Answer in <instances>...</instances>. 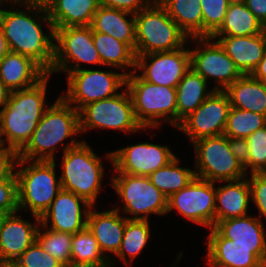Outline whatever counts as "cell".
Segmentation results:
<instances>
[{
    "mask_svg": "<svg viewBox=\"0 0 266 267\" xmlns=\"http://www.w3.org/2000/svg\"><path fill=\"white\" fill-rule=\"evenodd\" d=\"M264 126L266 116L231 107L223 134L231 138H247Z\"/></svg>",
    "mask_w": 266,
    "mask_h": 267,
    "instance_id": "d590c367",
    "label": "cell"
},
{
    "mask_svg": "<svg viewBox=\"0 0 266 267\" xmlns=\"http://www.w3.org/2000/svg\"><path fill=\"white\" fill-rule=\"evenodd\" d=\"M49 2L50 0H28V3L39 4V5H44V6H46Z\"/></svg>",
    "mask_w": 266,
    "mask_h": 267,
    "instance_id": "f5cc1de1",
    "label": "cell"
},
{
    "mask_svg": "<svg viewBox=\"0 0 266 267\" xmlns=\"http://www.w3.org/2000/svg\"><path fill=\"white\" fill-rule=\"evenodd\" d=\"M105 157L112 162L115 175L118 173L149 177L176 156L168 146L143 142L108 152Z\"/></svg>",
    "mask_w": 266,
    "mask_h": 267,
    "instance_id": "9a60e30c",
    "label": "cell"
},
{
    "mask_svg": "<svg viewBox=\"0 0 266 267\" xmlns=\"http://www.w3.org/2000/svg\"><path fill=\"white\" fill-rule=\"evenodd\" d=\"M189 38L203 37L200 0H157Z\"/></svg>",
    "mask_w": 266,
    "mask_h": 267,
    "instance_id": "4dcf8cb0",
    "label": "cell"
},
{
    "mask_svg": "<svg viewBox=\"0 0 266 267\" xmlns=\"http://www.w3.org/2000/svg\"><path fill=\"white\" fill-rule=\"evenodd\" d=\"M249 146L248 168L250 174L266 170V126L246 138Z\"/></svg>",
    "mask_w": 266,
    "mask_h": 267,
    "instance_id": "f35d334b",
    "label": "cell"
},
{
    "mask_svg": "<svg viewBox=\"0 0 266 267\" xmlns=\"http://www.w3.org/2000/svg\"><path fill=\"white\" fill-rule=\"evenodd\" d=\"M50 76L47 74L30 88L11 91L7 103L0 110V145L6 146L7 143V147L19 152L30 140L49 107L46 105V90Z\"/></svg>",
    "mask_w": 266,
    "mask_h": 267,
    "instance_id": "7a4b0ae2",
    "label": "cell"
},
{
    "mask_svg": "<svg viewBox=\"0 0 266 267\" xmlns=\"http://www.w3.org/2000/svg\"><path fill=\"white\" fill-rule=\"evenodd\" d=\"M183 254H182V252H180L179 253V256L178 257H176L177 258V260L175 261V265H174V267L177 265V263L179 262V260L181 259V256H182ZM173 267V266H172Z\"/></svg>",
    "mask_w": 266,
    "mask_h": 267,
    "instance_id": "91938a15",
    "label": "cell"
},
{
    "mask_svg": "<svg viewBox=\"0 0 266 267\" xmlns=\"http://www.w3.org/2000/svg\"><path fill=\"white\" fill-rule=\"evenodd\" d=\"M9 214H10L9 212L0 210V231L2 230L4 221Z\"/></svg>",
    "mask_w": 266,
    "mask_h": 267,
    "instance_id": "816d5d0a",
    "label": "cell"
},
{
    "mask_svg": "<svg viewBox=\"0 0 266 267\" xmlns=\"http://www.w3.org/2000/svg\"><path fill=\"white\" fill-rule=\"evenodd\" d=\"M79 133V111L59 96L45 110L30 140L18 152L19 159L55 161L58 144Z\"/></svg>",
    "mask_w": 266,
    "mask_h": 267,
    "instance_id": "3957f363",
    "label": "cell"
},
{
    "mask_svg": "<svg viewBox=\"0 0 266 267\" xmlns=\"http://www.w3.org/2000/svg\"><path fill=\"white\" fill-rule=\"evenodd\" d=\"M228 146L230 151L244 167L245 172H248V157L249 146L246 138H231L228 137Z\"/></svg>",
    "mask_w": 266,
    "mask_h": 267,
    "instance_id": "f6af8a7d",
    "label": "cell"
},
{
    "mask_svg": "<svg viewBox=\"0 0 266 267\" xmlns=\"http://www.w3.org/2000/svg\"><path fill=\"white\" fill-rule=\"evenodd\" d=\"M126 76L127 71L82 68L67 74L68 89L60 96L79 111L88 103L116 96L117 90L126 85Z\"/></svg>",
    "mask_w": 266,
    "mask_h": 267,
    "instance_id": "8fae6325",
    "label": "cell"
},
{
    "mask_svg": "<svg viewBox=\"0 0 266 267\" xmlns=\"http://www.w3.org/2000/svg\"><path fill=\"white\" fill-rule=\"evenodd\" d=\"M70 264L110 267V260L104 256L98 241L88 227L72 235Z\"/></svg>",
    "mask_w": 266,
    "mask_h": 267,
    "instance_id": "d6a6232c",
    "label": "cell"
},
{
    "mask_svg": "<svg viewBox=\"0 0 266 267\" xmlns=\"http://www.w3.org/2000/svg\"><path fill=\"white\" fill-rule=\"evenodd\" d=\"M92 207L84 198L61 189L50 207L40 216V224L51 230L73 235L87 227L88 214Z\"/></svg>",
    "mask_w": 266,
    "mask_h": 267,
    "instance_id": "ac0fdd59",
    "label": "cell"
},
{
    "mask_svg": "<svg viewBox=\"0 0 266 267\" xmlns=\"http://www.w3.org/2000/svg\"><path fill=\"white\" fill-rule=\"evenodd\" d=\"M248 177L251 201L255 204L260 216L266 219V174L264 173H253Z\"/></svg>",
    "mask_w": 266,
    "mask_h": 267,
    "instance_id": "60d3db41",
    "label": "cell"
},
{
    "mask_svg": "<svg viewBox=\"0 0 266 267\" xmlns=\"http://www.w3.org/2000/svg\"><path fill=\"white\" fill-rule=\"evenodd\" d=\"M214 228L233 244L242 247H266L265 226L258 218L242 216L218 222Z\"/></svg>",
    "mask_w": 266,
    "mask_h": 267,
    "instance_id": "484cf974",
    "label": "cell"
},
{
    "mask_svg": "<svg viewBox=\"0 0 266 267\" xmlns=\"http://www.w3.org/2000/svg\"><path fill=\"white\" fill-rule=\"evenodd\" d=\"M93 207L87 219V227L98 241L104 256L110 260V267L117 264L114 258H109L106 253L116 255L121 246L127 218L120 215V207L98 212ZM115 262H114V261Z\"/></svg>",
    "mask_w": 266,
    "mask_h": 267,
    "instance_id": "ffe728a7",
    "label": "cell"
},
{
    "mask_svg": "<svg viewBox=\"0 0 266 267\" xmlns=\"http://www.w3.org/2000/svg\"><path fill=\"white\" fill-rule=\"evenodd\" d=\"M10 52V48L3 33V29L0 25V60Z\"/></svg>",
    "mask_w": 266,
    "mask_h": 267,
    "instance_id": "681fc988",
    "label": "cell"
},
{
    "mask_svg": "<svg viewBox=\"0 0 266 267\" xmlns=\"http://www.w3.org/2000/svg\"><path fill=\"white\" fill-rule=\"evenodd\" d=\"M92 38L100 55L102 66H111L122 70L130 68L127 75L136 70V54L128 44L108 34L96 31H92Z\"/></svg>",
    "mask_w": 266,
    "mask_h": 267,
    "instance_id": "f546056e",
    "label": "cell"
},
{
    "mask_svg": "<svg viewBox=\"0 0 266 267\" xmlns=\"http://www.w3.org/2000/svg\"><path fill=\"white\" fill-rule=\"evenodd\" d=\"M19 159L16 170L18 209L31 212L32 216L40 217L51 205L62 189L60 178L57 179L55 161Z\"/></svg>",
    "mask_w": 266,
    "mask_h": 267,
    "instance_id": "52a82bcc",
    "label": "cell"
},
{
    "mask_svg": "<svg viewBox=\"0 0 266 267\" xmlns=\"http://www.w3.org/2000/svg\"><path fill=\"white\" fill-rule=\"evenodd\" d=\"M24 267H64L35 241L16 260Z\"/></svg>",
    "mask_w": 266,
    "mask_h": 267,
    "instance_id": "ab89813d",
    "label": "cell"
},
{
    "mask_svg": "<svg viewBox=\"0 0 266 267\" xmlns=\"http://www.w3.org/2000/svg\"><path fill=\"white\" fill-rule=\"evenodd\" d=\"M150 233L149 220L127 219L121 246L115 256L129 266L127 256L133 261L140 255L149 241Z\"/></svg>",
    "mask_w": 266,
    "mask_h": 267,
    "instance_id": "e575fe53",
    "label": "cell"
},
{
    "mask_svg": "<svg viewBox=\"0 0 266 267\" xmlns=\"http://www.w3.org/2000/svg\"><path fill=\"white\" fill-rule=\"evenodd\" d=\"M231 105L225 91L215 90L178 125L190 142L224 133Z\"/></svg>",
    "mask_w": 266,
    "mask_h": 267,
    "instance_id": "e0dca14e",
    "label": "cell"
},
{
    "mask_svg": "<svg viewBox=\"0 0 266 267\" xmlns=\"http://www.w3.org/2000/svg\"><path fill=\"white\" fill-rule=\"evenodd\" d=\"M35 223L24 220L17 212L9 214L0 231V259L16 261L36 241L40 217L34 216Z\"/></svg>",
    "mask_w": 266,
    "mask_h": 267,
    "instance_id": "44dd1931",
    "label": "cell"
},
{
    "mask_svg": "<svg viewBox=\"0 0 266 267\" xmlns=\"http://www.w3.org/2000/svg\"><path fill=\"white\" fill-rule=\"evenodd\" d=\"M203 15V37H211L222 25L229 3L227 0H200Z\"/></svg>",
    "mask_w": 266,
    "mask_h": 267,
    "instance_id": "74e56055",
    "label": "cell"
},
{
    "mask_svg": "<svg viewBox=\"0 0 266 267\" xmlns=\"http://www.w3.org/2000/svg\"><path fill=\"white\" fill-rule=\"evenodd\" d=\"M136 120L146 129L168 122L177 128V95L175 87L159 86L143 80L136 71L126 76Z\"/></svg>",
    "mask_w": 266,
    "mask_h": 267,
    "instance_id": "8992f818",
    "label": "cell"
},
{
    "mask_svg": "<svg viewBox=\"0 0 266 267\" xmlns=\"http://www.w3.org/2000/svg\"><path fill=\"white\" fill-rule=\"evenodd\" d=\"M197 44L190 48L191 69L201 75L207 82L211 78L217 82L214 90L224 91L243 74L227 55L220 43L211 37H192Z\"/></svg>",
    "mask_w": 266,
    "mask_h": 267,
    "instance_id": "4fadbf2b",
    "label": "cell"
},
{
    "mask_svg": "<svg viewBox=\"0 0 266 267\" xmlns=\"http://www.w3.org/2000/svg\"><path fill=\"white\" fill-rule=\"evenodd\" d=\"M99 0H50L45 6L54 28L91 25Z\"/></svg>",
    "mask_w": 266,
    "mask_h": 267,
    "instance_id": "d4e9b609",
    "label": "cell"
},
{
    "mask_svg": "<svg viewBox=\"0 0 266 267\" xmlns=\"http://www.w3.org/2000/svg\"><path fill=\"white\" fill-rule=\"evenodd\" d=\"M47 73L31 58L9 52L0 60V80L11 90L30 88Z\"/></svg>",
    "mask_w": 266,
    "mask_h": 267,
    "instance_id": "603a6c76",
    "label": "cell"
},
{
    "mask_svg": "<svg viewBox=\"0 0 266 267\" xmlns=\"http://www.w3.org/2000/svg\"><path fill=\"white\" fill-rule=\"evenodd\" d=\"M245 4L263 25L266 22V0H246Z\"/></svg>",
    "mask_w": 266,
    "mask_h": 267,
    "instance_id": "bcb514c9",
    "label": "cell"
},
{
    "mask_svg": "<svg viewBox=\"0 0 266 267\" xmlns=\"http://www.w3.org/2000/svg\"><path fill=\"white\" fill-rule=\"evenodd\" d=\"M262 33H263L265 40H266V22L262 26Z\"/></svg>",
    "mask_w": 266,
    "mask_h": 267,
    "instance_id": "680465c9",
    "label": "cell"
},
{
    "mask_svg": "<svg viewBox=\"0 0 266 267\" xmlns=\"http://www.w3.org/2000/svg\"><path fill=\"white\" fill-rule=\"evenodd\" d=\"M11 90L0 80V108L7 103Z\"/></svg>",
    "mask_w": 266,
    "mask_h": 267,
    "instance_id": "c3c4849f",
    "label": "cell"
},
{
    "mask_svg": "<svg viewBox=\"0 0 266 267\" xmlns=\"http://www.w3.org/2000/svg\"><path fill=\"white\" fill-rule=\"evenodd\" d=\"M19 153L17 150L0 145V181L12 179L16 172Z\"/></svg>",
    "mask_w": 266,
    "mask_h": 267,
    "instance_id": "7bdbcfd3",
    "label": "cell"
},
{
    "mask_svg": "<svg viewBox=\"0 0 266 267\" xmlns=\"http://www.w3.org/2000/svg\"><path fill=\"white\" fill-rule=\"evenodd\" d=\"M3 4H5V3H3V2L0 0V5H3ZM0 11H1V8H0Z\"/></svg>",
    "mask_w": 266,
    "mask_h": 267,
    "instance_id": "94428289",
    "label": "cell"
},
{
    "mask_svg": "<svg viewBox=\"0 0 266 267\" xmlns=\"http://www.w3.org/2000/svg\"><path fill=\"white\" fill-rule=\"evenodd\" d=\"M262 26L245 3L229 4L222 25L212 36H252L262 33Z\"/></svg>",
    "mask_w": 266,
    "mask_h": 267,
    "instance_id": "1f68e13d",
    "label": "cell"
},
{
    "mask_svg": "<svg viewBox=\"0 0 266 267\" xmlns=\"http://www.w3.org/2000/svg\"><path fill=\"white\" fill-rule=\"evenodd\" d=\"M11 5H14L13 10L0 11V25L10 51L31 58L49 74L55 63V45L54 27L46 7L24 3L18 4L25 8L20 10L15 8L16 4ZM33 13L35 17L31 16ZM41 21L47 22L49 30L46 34L42 30Z\"/></svg>",
    "mask_w": 266,
    "mask_h": 267,
    "instance_id": "6da1fadb",
    "label": "cell"
},
{
    "mask_svg": "<svg viewBox=\"0 0 266 267\" xmlns=\"http://www.w3.org/2000/svg\"><path fill=\"white\" fill-rule=\"evenodd\" d=\"M62 150V174L59 176L62 189L75 193L95 207L105 173L101 158L86 141L71 139Z\"/></svg>",
    "mask_w": 266,
    "mask_h": 267,
    "instance_id": "277c9868",
    "label": "cell"
},
{
    "mask_svg": "<svg viewBox=\"0 0 266 267\" xmlns=\"http://www.w3.org/2000/svg\"><path fill=\"white\" fill-rule=\"evenodd\" d=\"M3 3H12V4H24L28 3V0H1ZM5 1V2H4Z\"/></svg>",
    "mask_w": 266,
    "mask_h": 267,
    "instance_id": "db71d44e",
    "label": "cell"
},
{
    "mask_svg": "<svg viewBox=\"0 0 266 267\" xmlns=\"http://www.w3.org/2000/svg\"><path fill=\"white\" fill-rule=\"evenodd\" d=\"M90 26L92 31L108 34L135 51V14L100 5Z\"/></svg>",
    "mask_w": 266,
    "mask_h": 267,
    "instance_id": "4316f807",
    "label": "cell"
},
{
    "mask_svg": "<svg viewBox=\"0 0 266 267\" xmlns=\"http://www.w3.org/2000/svg\"><path fill=\"white\" fill-rule=\"evenodd\" d=\"M0 267H24V266H22L17 261H5V262H2V264L0 265Z\"/></svg>",
    "mask_w": 266,
    "mask_h": 267,
    "instance_id": "f907efd6",
    "label": "cell"
},
{
    "mask_svg": "<svg viewBox=\"0 0 266 267\" xmlns=\"http://www.w3.org/2000/svg\"><path fill=\"white\" fill-rule=\"evenodd\" d=\"M180 158L175 157L166 166L153 172L149 178L167 198L180 191L195 179L193 169L180 167Z\"/></svg>",
    "mask_w": 266,
    "mask_h": 267,
    "instance_id": "836d02e7",
    "label": "cell"
},
{
    "mask_svg": "<svg viewBox=\"0 0 266 267\" xmlns=\"http://www.w3.org/2000/svg\"><path fill=\"white\" fill-rule=\"evenodd\" d=\"M216 183L195 177L187 186L167 199L166 214L177 210L186 219L213 228L215 226Z\"/></svg>",
    "mask_w": 266,
    "mask_h": 267,
    "instance_id": "5bb4252c",
    "label": "cell"
},
{
    "mask_svg": "<svg viewBox=\"0 0 266 267\" xmlns=\"http://www.w3.org/2000/svg\"><path fill=\"white\" fill-rule=\"evenodd\" d=\"M209 267H260L266 247H242L223 237L214 227L207 236Z\"/></svg>",
    "mask_w": 266,
    "mask_h": 267,
    "instance_id": "d6986e66",
    "label": "cell"
},
{
    "mask_svg": "<svg viewBox=\"0 0 266 267\" xmlns=\"http://www.w3.org/2000/svg\"><path fill=\"white\" fill-rule=\"evenodd\" d=\"M229 4L246 3V0H227Z\"/></svg>",
    "mask_w": 266,
    "mask_h": 267,
    "instance_id": "11a10c76",
    "label": "cell"
},
{
    "mask_svg": "<svg viewBox=\"0 0 266 267\" xmlns=\"http://www.w3.org/2000/svg\"><path fill=\"white\" fill-rule=\"evenodd\" d=\"M80 132L94 128L136 133L144 129L136 120L128 89L116 96L86 104L79 110Z\"/></svg>",
    "mask_w": 266,
    "mask_h": 267,
    "instance_id": "9c48e42d",
    "label": "cell"
},
{
    "mask_svg": "<svg viewBox=\"0 0 266 267\" xmlns=\"http://www.w3.org/2000/svg\"><path fill=\"white\" fill-rule=\"evenodd\" d=\"M253 78L266 83V50L259 64L250 74Z\"/></svg>",
    "mask_w": 266,
    "mask_h": 267,
    "instance_id": "7dc6e473",
    "label": "cell"
},
{
    "mask_svg": "<svg viewBox=\"0 0 266 267\" xmlns=\"http://www.w3.org/2000/svg\"><path fill=\"white\" fill-rule=\"evenodd\" d=\"M54 45L55 63L50 75L60 71L68 74L81 70V63L102 65L93 43L90 25L54 28ZM69 62H72V65Z\"/></svg>",
    "mask_w": 266,
    "mask_h": 267,
    "instance_id": "7c38bea8",
    "label": "cell"
},
{
    "mask_svg": "<svg viewBox=\"0 0 266 267\" xmlns=\"http://www.w3.org/2000/svg\"><path fill=\"white\" fill-rule=\"evenodd\" d=\"M231 107L251 111L266 116V83L242 75L224 90Z\"/></svg>",
    "mask_w": 266,
    "mask_h": 267,
    "instance_id": "83f0119b",
    "label": "cell"
},
{
    "mask_svg": "<svg viewBox=\"0 0 266 267\" xmlns=\"http://www.w3.org/2000/svg\"><path fill=\"white\" fill-rule=\"evenodd\" d=\"M208 82L191 68L176 87L177 127L190 113L194 112L215 90H207Z\"/></svg>",
    "mask_w": 266,
    "mask_h": 267,
    "instance_id": "f1b7e54d",
    "label": "cell"
},
{
    "mask_svg": "<svg viewBox=\"0 0 266 267\" xmlns=\"http://www.w3.org/2000/svg\"><path fill=\"white\" fill-rule=\"evenodd\" d=\"M36 242L44 251H47L64 266L70 264L72 234L51 230L40 224L37 231Z\"/></svg>",
    "mask_w": 266,
    "mask_h": 267,
    "instance_id": "8d00e7d4",
    "label": "cell"
},
{
    "mask_svg": "<svg viewBox=\"0 0 266 267\" xmlns=\"http://www.w3.org/2000/svg\"><path fill=\"white\" fill-rule=\"evenodd\" d=\"M195 150V176L211 182H227L246 177L244 167L228 146L224 134L205 137L191 143Z\"/></svg>",
    "mask_w": 266,
    "mask_h": 267,
    "instance_id": "ba28073f",
    "label": "cell"
},
{
    "mask_svg": "<svg viewBox=\"0 0 266 267\" xmlns=\"http://www.w3.org/2000/svg\"><path fill=\"white\" fill-rule=\"evenodd\" d=\"M110 182L123 201L122 213L133 216L127 215V219L149 220V214H166L168 198L148 176L118 174Z\"/></svg>",
    "mask_w": 266,
    "mask_h": 267,
    "instance_id": "30bf717a",
    "label": "cell"
},
{
    "mask_svg": "<svg viewBox=\"0 0 266 267\" xmlns=\"http://www.w3.org/2000/svg\"><path fill=\"white\" fill-rule=\"evenodd\" d=\"M64 267H95V266H89V265H73V264H68Z\"/></svg>",
    "mask_w": 266,
    "mask_h": 267,
    "instance_id": "9f6ffc18",
    "label": "cell"
},
{
    "mask_svg": "<svg viewBox=\"0 0 266 267\" xmlns=\"http://www.w3.org/2000/svg\"><path fill=\"white\" fill-rule=\"evenodd\" d=\"M224 48L243 74H251L263 58L266 40L263 33L252 36H211Z\"/></svg>",
    "mask_w": 266,
    "mask_h": 267,
    "instance_id": "7402d4cb",
    "label": "cell"
},
{
    "mask_svg": "<svg viewBox=\"0 0 266 267\" xmlns=\"http://www.w3.org/2000/svg\"><path fill=\"white\" fill-rule=\"evenodd\" d=\"M227 183L216 186L215 225L223 220L248 215L251 191L247 177Z\"/></svg>",
    "mask_w": 266,
    "mask_h": 267,
    "instance_id": "cb8c5ba5",
    "label": "cell"
},
{
    "mask_svg": "<svg viewBox=\"0 0 266 267\" xmlns=\"http://www.w3.org/2000/svg\"><path fill=\"white\" fill-rule=\"evenodd\" d=\"M189 39L157 0L135 14L136 55L174 51Z\"/></svg>",
    "mask_w": 266,
    "mask_h": 267,
    "instance_id": "5b68a950",
    "label": "cell"
},
{
    "mask_svg": "<svg viewBox=\"0 0 266 267\" xmlns=\"http://www.w3.org/2000/svg\"><path fill=\"white\" fill-rule=\"evenodd\" d=\"M0 210L10 214L19 212L16 175L6 181H0Z\"/></svg>",
    "mask_w": 266,
    "mask_h": 267,
    "instance_id": "b9f144b4",
    "label": "cell"
},
{
    "mask_svg": "<svg viewBox=\"0 0 266 267\" xmlns=\"http://www.w3.org/2000/svg\"><path fill=\"white\" fill-rule=\"evenodd\" d=\"M100 5L126 11L132 14L148 7L154 0H99Z\"/></svg>",
    "mask_w": 266,
    "mask_h": 267,
    "instance_id": "ee69618b",
    "label": "cell"
},
{
    "mask_svg": "<svg viewBox=\"0 0 266 267\" xmlns=\"http://www.w3.org/2000/svg\"><path fill=\"white\" fill-rule=\"evenodd\" d=\"M260 267H266V254L265 256L263 257V259L261 260V265Z\"/></svg>",
    "mask_w": 266,
    "mask_h": 267,
    "instance_id": "6f0895ef",
    "label": "cell"
},
{
    "mask_svg": "<svg viewBox=\"0 0 266 267\" xmlns=\"http://www.w3.org/2000/svg\"><path fill=\"white\" fill-rule=\"evenodd\" d=\"M190 49L185 46L168 52H155L136 55L135 70L143 80L166 87H177L183 76L189 71Z\"/></svg>",
    "mask_w": 266,
    "mask_h": 267,
    "instance_id": "2e32d148",
    "label": "cell"
}]
</instances>
